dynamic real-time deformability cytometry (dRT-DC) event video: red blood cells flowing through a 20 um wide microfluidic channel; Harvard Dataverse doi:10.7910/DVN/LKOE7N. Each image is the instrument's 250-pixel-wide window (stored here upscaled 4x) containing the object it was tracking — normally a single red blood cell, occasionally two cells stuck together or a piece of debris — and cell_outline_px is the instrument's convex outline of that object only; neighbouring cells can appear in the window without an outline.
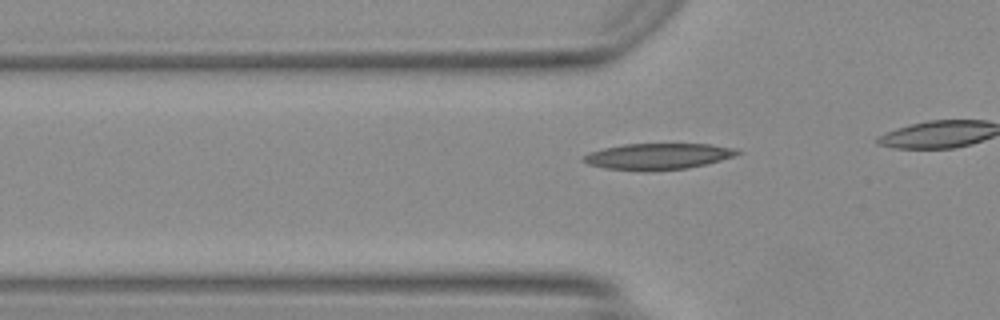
{"species": "Egyptian fruit bat (a non-hibernating species)", "species_latin": "Rousettus aegyptiacus", "temperature_condition": "warm", "stored_images_in_passage": 10, "camera_frame_rate_fps": 3000, "um_per_image_px": 0.085, "animal": {"sex": "female"}, "frame": {"image": 1, "passage_image": 4, "time_ms": 1.0, "image_size_px": [1000, 320], "cell_outline_px": [[744, 152], [736, 156], [688, 168], [652, 172], [644, 172], [604, 168], [588, 164], [580, 160], [588, 152], [604, 148], [624, 144], [708, 144], [736, 148]], "centroid_in_image_um": [55.92, 13.3], "position_along_channel_um": 69.9, "area_um2": 23.87}}